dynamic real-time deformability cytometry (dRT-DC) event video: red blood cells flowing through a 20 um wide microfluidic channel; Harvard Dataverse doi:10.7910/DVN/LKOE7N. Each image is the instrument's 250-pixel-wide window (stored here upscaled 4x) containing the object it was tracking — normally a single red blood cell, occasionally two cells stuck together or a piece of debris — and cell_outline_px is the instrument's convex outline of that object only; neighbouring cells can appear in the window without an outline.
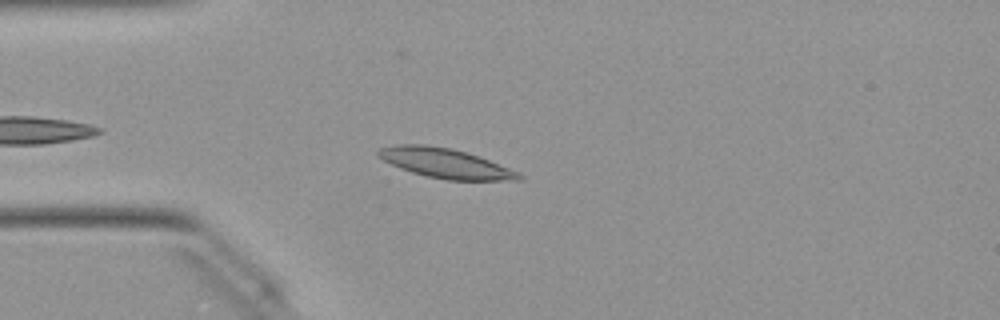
{"species": "Egyptian fruit bat (a non-hibernating species)", "species_latin": "Rousettus aegyptiacus", "temperature_condition": "warm", "stored_images_in_passage": 34, "camera_frame_rate_fps": 3000, "um_per_image_px": 0.085, "animal": {"sex": "female"}, "frame": {"image": 1, "passage_image": 4, "time_ms": 1.0, "image_size_px": [1000, 320], "cell_outline_px": [[524, 180], [448, 180], [428, 176], [412, 172], [400, 168], [376, 156], [376, 152], [380, 148], [396, 144], [424, 144], [452, 148], [488, 160], [520, 172], [524, 176]], "centroid_in_image_um": [37.85, 13.87], "position_along_channel_um": 47.1, "area_um2": 24.16}}
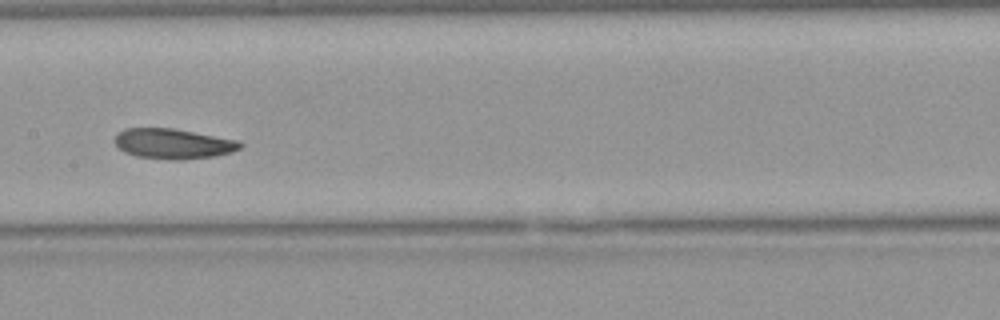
{"frame": {"image": 2, "passage_image": 16, "time_ms": 5.0, "image_size_px": [1000, 320], "cell_outline_px": [[244, 144], [240, 148], [232, 152], [216, 156], [180, 160], [172, 160], [136, 156], [124, 152], [116, 144], [116, 136], [124, 128], [172, 128], [240, 140]], "centroid_in_image_um": [14.77, 12.22], "position_along_channel_um": 192.6, "area_um2": 22.08}}
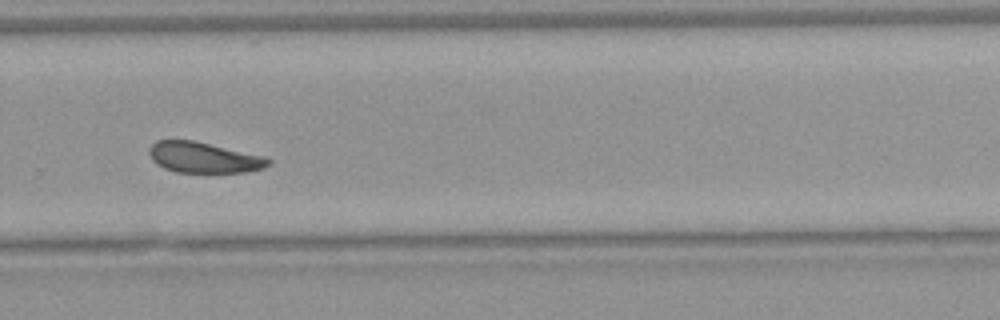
{"frame": {"image": 3, "passage_image": 25, "time_ms": 8.0, "image_size_px": [1000, 320], "cell_outline_px": [[272, 164], [264, 168], [248, 172], [176, 172], [164, 168], [156, 164], [152, 160], [148, 152], [148, 148], [156, 140], [192, 140], [268, 156], [272, 160]], "centroid_in_image_um": [17.36, 13.39], "position_along_channel_um": 312.4, "area_um2": 21.68}, "authors_computed_cell_mechanics": {"area_um2": 22.1374, "velocity_mm_per_s": 3.9987, "shape_relaxation_time_tau1_ms": 4.0155, "shape_relaxation_time_tau2_ms": 2.17, "deformation_change_tau1": 0.1097, "deformation_change_tau2": 0.0652}}